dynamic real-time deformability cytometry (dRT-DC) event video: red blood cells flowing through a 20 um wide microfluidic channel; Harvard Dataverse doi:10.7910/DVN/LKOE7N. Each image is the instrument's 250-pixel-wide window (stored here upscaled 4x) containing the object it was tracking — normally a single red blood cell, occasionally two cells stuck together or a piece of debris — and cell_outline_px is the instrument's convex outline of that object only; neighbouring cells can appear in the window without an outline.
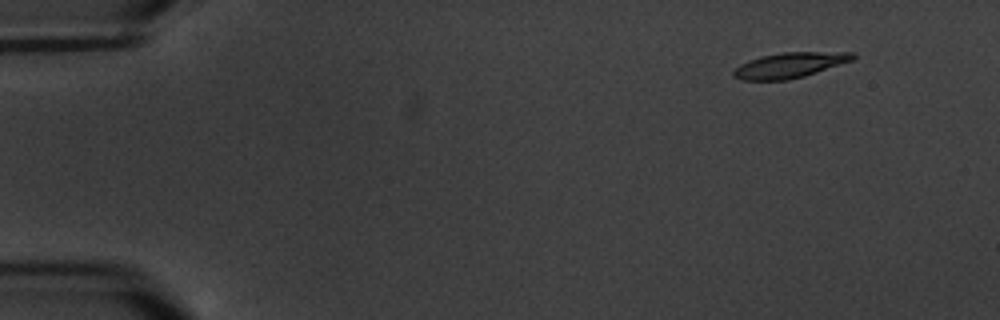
{"species": "common noctule bat (a hibernating species)", "species_latin": "Nyctalus noctula", "temperature_condition": "warm", "stored_images_in_passage": 9, "camera_frame_rate_fps": 3000, "um_per_image_px": 0.085, "animal": {"sex": "male", "body_mass_g": 20.1, "forearm_length_mm": 53.5}, "frame": {"image": 1, "passage_image": 2, "time_ms": 1.333, "image_size_px": [1000, 320], "cell_outline_px": [[856, 56], [852, 60], [804, 76], [788, 80], [740, 80], [732, 76], [732, 72], [740, 64], [748, 60], [764, 56], [784, 52], [852, 52]], "centroid_in_image_um": [67.09, 5.54], "position_along_channel_um": 17.9, "area_um2": 17.4}}
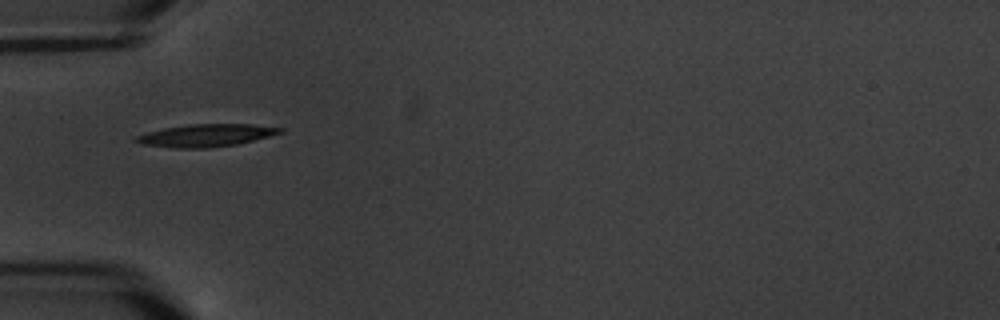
{"frame": {"image": 2, "passage_image": 6, "time_ms": 6.0, "image_size_px": [1000, 320], "cell_outline_px": [[284, 132], [236, 144], [208, 148], [176, 148], [144, 144], [132, 140], [136, 136], [148, 132], [164, 128], [188, 124], [252, 124], [284, 128]], "centroid_in_image_um": [17.51, 11.5], "position_along_channel_um": 67.5, "area_um2": 18.73}}
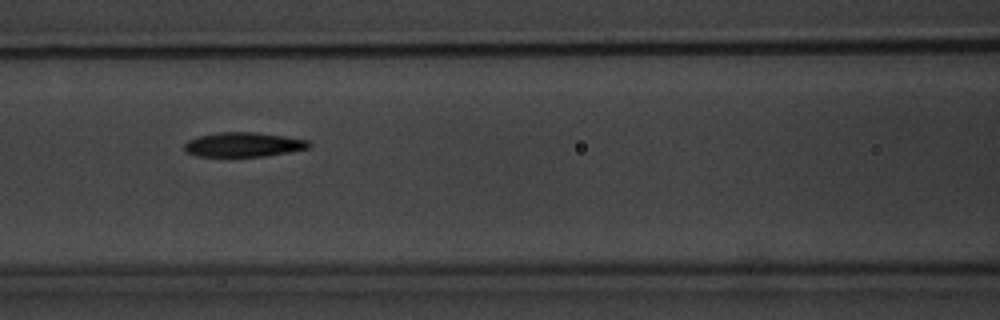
{"frame": {"image": 3, "passage_image": 8, "time_ms": 8.333, "image_size_px": [1000, 320], "cell_outline_px": [[312, 144], [308, 148], [288, 152], [264, 156], [196, 156], [184, 152], [184, 144], [188, 140], [200, 136], [220, 132], [256, 132], [284, 136], [308, 140]], "centroid_in_image_um": [20.67, 12.29], "position_along_channel_um": 145.9, "area_um2": 17.69}}